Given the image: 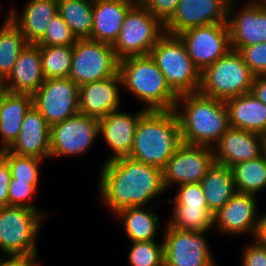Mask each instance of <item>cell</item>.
<instances>
[{
  "instance_id": "2e32d148",
  "label": "cell",
  "mask_w": 266,
  "mask_h": 266,
  "mask_svg": "<svg viewBox=\"0 0 266 266\" xmlns=\"http://www.w3.org/2000/svg\"><path fill=\"white\" fill-rule=\"evenodd\" d=\"M258 195L236 192L231 199L213 215V228L218 235L251 234L255 238L259 215Z\"/></svg>"
},
{
  "instance_id": "d4e9b609",
  "label": "cell",
  "mask_w": 266,
  "mask_h": 266,
  "mask_svg": "<svg viewBox=\"0 0 266 266\" xmlns=\"http://www.w3.org/2000/svg\"><path fill=\"white\" fill-rule=\"evenodd\" d=\"M33 95L5 91L0 98V151L9 149L18 138Z\"/></svg>"
},
{
  "instance_id": "7a4b0ae2",
  "label": "cell",
  "mask_w": 266,
  "mask_h": 266,
  "mask_svg": "<svg viewBox=\"0 0 266 266\" xmlns=\"http://www.w3.org/2000/svg\"><path fill=\"white\" fill-rule=\"evenodd\" d=\"M174 111L179 119L181 142L213 146L230 127L225 101L200 92L178 96Z\"/></svg>"
},
{
  "instance_id": "bcb514c9",
  "label": "cell",
  "mask_w": 266,
  "mask_h": 266,
  "mask_svg": "<svg viewBox=\"0 0 266 266\" xmlns=\"http://www.w3.org/2000/svg\"><path fill=\"white\" fill-rule=\"evenodd\" d=\"M8 14L6 15L5 20L2 22V25L0 26V34L3 31V29L12 21V15H11V11L8 10Z\"/></svg>"
},
{
  "instance_id": "ffe728a7",
  "label": "cell",
  "mask_w": 266,
  "mask_h": 266,
  "mask_svg": "<svg viewBox=\"0 0 266 266\" xmlns=\"http://www.w3.org/2000/svg\"><path fill=\"white\" fill-rule=\"evenodd\" d=\"M122 88L120 74L79 86V112L102 119L121 108Z\"/></svg>"
},
{
  "instance_id": "7bdbcfd3",
  "label": "cell",
  "mask_w": 266,
  "mask_h": 266,
  "mask_svg": "<svg viewBox=\"0 0 266 266\" xmlns=\"http://www.w3.org/2000/svg\"><path fill=\"white\" fill-rule=\"evenodd\" d=\"M250 92L266 105V74L255 75Z\"/></svg>"
},
{
  "instance_id": "b9f144b4",
  "label": "cell",
  "mask_w": 266,
  "mask_h": 266,
  "mask_svg": "<svg viewBox=\"0 0 266 266\" xmlns=\"http://www.w3.org/2000/svg\"><path fill=\"white\" fill-rule=\"evenodd\" d=\"M11 179L7 162L0 156V207L8 206V186Z\"/></svg>"
},
{
  "instance_id": "6da1fadb",
  "label": "cell",
  "mask_w": 266,
  "mask_h": 266,
  "mask_svg": "<svg viewBox=\"0 0 266 266\" xmlns=\"http://www.w3.org/2000/svg\"><path fill=\"white\" fill-rule=\"evenodd\" d=\"M99 175L101 204L115 214L121 209L147 206L163 193L162 170L131 157L104 162Z\"/></svg>"
},
{
  "instance_id": "d6a6232c",
  "label": "cell",
  "mask_w": 266,
  "mask_h": 266,
  "mask_svg": "<svg viewBox=\"0 0 266 266\" xmlns=\"http://www.w3.org/2000/svg\"><path fill=\"white\" fill-rule=\"evenodd\" d=\"M73 46H40L42 71L45 79L68 78Z\"/></svg>"
},
{
  "instance_id": "7c38bea8",
  "label": "cell",
  "mask_w": 266,
  "mask_h": 266,
  "mask_svg": "<svg viewBox=\"0 0 266 266\" xmlns=\"http://www.w3.org/2000/svg\"><path fill=\"white\" fill-rule=\"evenodd\" d=\"M33 106L49 126L79 114V86L69 78L45 79L33 95Z\"/></svg>"
},
{
  "instance_id": "5bb4252c",
  "label": "cell",
  "mask_w": 266,
  "mask_h": 266,
  "mask_svg": "<svg viewBox=\"0 0 266 266\" xmlns=\"http://www.w3.org/2000/svg\"><path fill=\"white\" fill-rule=\"evenodd\" d=\"M214 162L211 147L181 143L162 170L165 190L181 184L200 183Z\"/></svg>"
},
{
  "instance_id": "60d3db41",
  "label": "cell",
  "mask_w": 266,
  "mask_h": 266,
  "mask_svg": "<svg viewBox=\"0 0 266 266\" xmlns=\"http://www.w3.org/2000/svg\"><path fill=\"white\" fill-rule=\"evenodd\" d=\"M180 0H145L144 6L163 24L173 15Z\"/></svg>"
},
{
  "instance_id": "ba28073f",
  "label": "cell",
  "mask_w": 266,
  "mask_h": 266,
  "mask_svg": "<svg viewBox=\"0 0 266 266\" xmlns=\"http://www.w3.org/2000/svg\"><path fill=\"white\" fill-rule=\"evenodd\" d=\"M164 33V24L143 4L132 5L125 14L119 36L112 48L119 60L149 55Z\"/></svg>"
},
{
  "instance_id": "836d02e7",
  "label": "cell",
  "mask_w": 266,
  "mask_h": 266,
  "mask_svg": "<svg viewBox=\"0 0 266 266\" xmlns=\"http://www.w3.org/2000/svg\"><path fill=\"white\" fill-rule=\"evenodd\" d=\"M0 156L7 162L12 178L28 184H39L40 165L44 160L17 155L8 149L0 151Z\"/></svg>"
},
{
  "instance_id": "44dd1931",
  "label": "cell",
  "mask_w": 266,
  "mask_h": 266,
  "mask_svg": "<svg viewBox=\"0 0 266 266\" xmlns=\"http://www.w3.org/2000/svg\"><path fill=\"white\" fill-rule=\"evenodd\" d=\"M8 150L17 155L50 159V126L33 105L24 116L18 138Z\"/></svg>"
},
{
  "instance_id": "277c9868",
  "label": "cell",
  "mask_w": 266,
  "mask_h": 266,
  "mask_svg": "<svg viewBox=\"0 0 266 266\" xmlns=\"http://www.w3.org/2000/svg\"><path fill=\"white\" fill-rule=\"evenodd\" d=\"M122 89L142 102L146 110H172L178 96L150 55L130 56L119 60Z\"/></svg>"
},
{
  "instance_id": "ac0fdd59",
  "label": "cell",
  "mask_w": 266,
  "mask_h": 266,
  "mask_svg": "<svg viewBox=\"0 0 266 266\" xmlns=\"http://www.w3.org/2000/svg\"><path fill=\"white\" fill-rule=\"evenodd\" d=\"M212 149L216 163L232 167L260 157L266 151V137L230 126Z\"/></svg>"
},
{
  "instance_id": "5b68a950",
  "label": "cell",
  "mask_w": 266,
  "mask_h": 266,
  "mask_svg": "<svg viewBox=\"0 0 266 266\" xmlns=\"http://www.w3.org/2000/svg\"><path fill=\"white\" fill-rule=\"evenodd\" d=\"M48 215L24 206L0 207V253L26 258L40 266L37 235Z\"/></svg>"
},
{
  "instance_id": "8fae6325",
  "label": "cell",
  "mask_w": 266,
  "mask_h": 266,
  "mask_svg": "<svg viewBox=\"0 0 266 266\" xmlns=\"http://www.w3.org/2000/svg\"><path fill=\"white\" fill-rule=\"evenodd\" d=\"M164 230L165 266H217L205 236L209 231L177 230L168 224Z\"/></svg>"
},
{
  "instance_id": "7dc6e473",
  "label": "cell",
  "mask_w": 266,
  "mask_h": 266,
  "mask_svg": "<svg viewBox=\"0 0 266 266\" xmlns=\"http://www.w3.org/2000/svg\"><path fill=\"white\" fill-rule=\"evenodd\" d=\"M120 1L127 2L131 5H141V4H144L145 2V0H120Z\"/></svg>"
},
{
  "instance_id": "ab89813d",
  "label": "cell",
  "mask_w": 266,
  "mask_h": 266,
  "mask_svg": "<svg viewBox=\"0 0 266 266\" xmlns=\"http://www.w3.org/2000/svg\"><path fill=\"white\" fill-rule=\"evenodd\" d=\"M241 255V266H266V246L255 239L244 246Z\"/></svg>"
},
{
  "instance_id": "8992f818",
  "label": "cell",
  "mask_w": 266,
  "mask_h": 266,
  "mask_svg": "<svg viewBox=\"0 0 266 266\" xmlns=\"http://www.w3.org/2000/svg\"><path fill=\"white\" fill-rule=\"evenodd\" d=\"M149 55L177 96L199 92L201 72L188 55L178 35L165 32Z\"/></svg>"
},
{
  "instance_id": "f546056e",
  "label": "cell",
  "mask_w": 266,
  "mask_h": 266,
  "mask_svg": "<svg viewBox=\"0 0 266 266\" xmlns=\"http://www.w3.org/2000/svg\"><path fill=\"white\" fill-rule=\"evenodd\" d=\"M238 193L254 194L266 189V151L258 158L231 167Z\"/></svg>"
},
{
  "instance_id": "e0dca14e",
  "label": "cell",
  "mask_w": 266,
  "mask_h": 266,
  "mask_svg": "<svg viewBox=\"0 0 266 266\" xmlns=\"http://www.w3.org/2000/svg\"><path fill=\"white\" fill-rule=\"evenodd\" d=\"M230 1L180 0L173 15L164 23V30L177 35L192 27L227 23Z\"/></svg>"
},
{
  "instance_id": "9c48e42d",
  "label": "cell",
  "mask_w": 266,
  "mask_h": 266,
  "mask_svg": "<svg viewBox=\"0 0 266 266\" xmlns=\"http://www.w3.org/2000/svg\"><path fill=\"white\" fill-rule=\"evenodd\" d=\"M119 59L112 45L92 39H78L73 45L69 79L81 86L118 74Z\"/></svg>"
},
{
  "instance_id": "d6986e66",
  "label": "cell",
  "mask_w": 266,
  "mask_h": 266,
  "mask_svg": "<svg viewBox=\"0 0 266 266\" xmlns=\"http://www.w3.org/2000/svg\"><path fill=\"white\" fill-rule=\"evenodd\" d=\"M120 110L111 111L99 120V135L112 151L105 162L130 156L138 122L148 111L142 108L132 114Z\"/></svg>"
},
{
  "instance_id": "f35d334b",
  "label": "cell",
  "mask_w": 266,
  "mask_h": 266,
  "mask_svg": "<svg viewBox=\"0 0 266 266\" xmlns=\"http://www.w3.org/2000/svg\"><path fill=\"white\" fill-rule=\"evenodd\" d=\"M238 52L255 75L266 74V43L242 47Z\"/></svg>"
},
{
  "instance_id": "484cf974",
  "label": "cell",
  "mask_w": 266,
  "mask_h": 266,
  "mask_svg": "<svg viewBox=\"0 0 266 266\" xmlns=\"http://www.w3.org/2000/svg\"><path fill=\"white\" fill-rule=\"evenodd\" d=\"M229 125L266 137V105L251 92L225 101Z\"/></svg>"
},
{
  "instance_id": "3957f363",
  "label": "cell",
  "mask_w": 266,
  "mask_h": 266,
  "mask_svg": "<svg viewBox=\"0 0 266 266\" xmlns=\"http://www.w3.org/2000/svg\"><path fill=\"white\" fill-rule=\"evenodd\" d=\"M181 143L174 109L148 110L138 122L129 157L163 170Z\"/></svg>"
},
{
  "instance_id": "4316f807",
  "label": "cell",
  "mask_w": 266,
  "mask_h": 266,
  "mask_svg": "<svg viewBox=\"0 0 266 266\" xmlns=\"http://www.w3.org/2000/svg\"><path fill=\"white\" fill-rule=\"evenodd\" d=\"M209 211L215 215L237 192L231 167L214 162L200 182Z\"/></svg>"
},
{
  "instance_id": "9a60e30c",
  "label": "cell",
  "mask_w": 266,
  "mask_h": 266,
  "mask_svg": "<svg viewBox=\"0 0 266 266\" xmlns=\"http://www.w3.org/2000/svg\"><path fill=\"white\" fill-rule=\"evenodd\" d=\"M235 3L231 0L228 7L231 49L266 43V0H249L239 9Z\"/></svg>"
},
{
  "instance_id": "8d00e7d4",
  "label": "cell",
  "mask_w": 266,
  "mask_h": 266,
  "mask_svg": "<svg viewBox=\"0 0 266 266\" xmlns=\"http://www.w3.org/2000/svg\"><path fill=\"white\" fill-rule=\"evenodd\" d=\"M38 188V184H28L11 177L8 186V206H24L40 211L30 202L38 192Z\"/></svg>"
},
{
  "instance_id": "4dcf8cb0",
  "label": "cell",
  "mask_w": 266,
  "mask_h": 266,
  "mask_svg": "<svg viewBox=\"0 0 266 266\" xmlns=\"http://www.w3.org/2000/svg\"><path fill=\"white\" fill-rule=\"evenodd\" d=\"M172 217L166 222L177 230L211 231L213 214L208 206L174 205Z\"/></svg>"
},
{
  "instance_id": "cb8c5ba5",
  "label": "cell",
  "mask_w": 266,
  "mask_h": 266,
  "mask_svg": "<svg viewBox=\"0 0 266 266\" xmlns=\"http://www.w3.org/2000/svg\"><path fill=\"white\" fill-rule=\"evenodd\" d=\"M131 6L120 0H93V26L89 39L113 45Z\"/></svg>"
},
{
  "instance_id": "f6af8a7d",
  "label": "cell",
  "mask_w": 266,
  "mask_h": 266,
  "mask_svg": "<svg viewBox=\"0 0 266 266\" xmlns=\"http://www.w3.org/2000/svg\"><path fill=\"white\" fill-rule=\"evenodd\" d=\"M254 239L258 243L266 246V212L259 217L258 228Z\"/></svg>"
},
{
  "instance_id": "d590c367",
  "label": "cell",
  "mask_w": 266,
  "mask_h": 266,
  "mask_svg": "<svg viewBox=\"0 0 266 266\" xmlns=\"http://www.w3.org/2000/svg\"><path fill=\"white\" fill-rule=\"evenodd\" d=\"M77 40L68 24L57 13L50 19L44 36L36 44L39 46H73Z\"/></svg>"
},
{
  "instance_id": "74e56055",
  "label": "cell",
  "mask_w": 266,
  "mask_h": 266,
  "mask_svg": "<svg viewBox=\"0 0 266 266\" xmlns=\"http://www.w3.org/2000/svg\"><path fill=\"white\" fill-rule=\"evenodd\" d=\"M174 199L168 198L173 205L207 206L205 195L200 183L178 185Z\"/></svg>"
},
{
  "instance_id": "30bf717a",
  "label": "cell",
  "mask_w": 266,
  "mask_h": 266,
  "mask_svg": "<svg viewBox=\"0 0 266 266\" xmlns=\"http://www.w3.org/2000/svg\"><path fill=\"white\" fill-rule=\"evenodd\" d=\"M99 119L81 113L50 126V158L86 154L99 138Z\"/></svg>"
},
{
  "instance_id": "4fadbf2b",
  "label": "cell",
  "mask_w": 266,
  "mask_h": 266,
  "mask_svg": "<svg viewBox=\"0 0 266 266\" xmlns=\"http://www.w3.org/2000/svg\"><path fill=\"white\" fill-rule=\"evenodd\" d=\"M177 35L201 73L231 50L227 23L192 27Z\"/></svg>"
},
{
  "instance_id": "603a6c76",
  "label": "cell",
  "mask_w": 266,
  "mask_h": 266,
  "mask_svg": "<svg viewBox=\"0 0 266 266\" xmlns=\"http://www.w3.org/2000/svg\"><path fill=\"white\" fill-rule=\"evenodd\" d=\"M12 22L19 28L28 43L36 44L45 34L48 22L58 13L57 0H29L19 14L10 8Z\"/></svg>"
},
{
  "instance_id": "c3c4849f",
  "label": "cell",
  "mask_w": 266,
  "mask_h": 266,
  "mask_svg": "<svg viewBox=\"0 0 266 266\" xmlns=\"http://www.w3.org/2000/svg\"><path fill=\"white\" fill-rule=\"evenodd\" d=\"M4 92H5V86L3 84V81L0 80V98L2 97Z\"/></svg>"
},
{
  "instance_id": "83f0119b",
  "label": "cell",
  "mask_w": 266,
  "mask_h": 266,
  "mask_svg": "<svg viewBox=\"0 0 266 266\" xmlns=\"http://www.w3.org/2000/svg\"><path fill=\"white\" fill-rule=\"evenodd\" d=\"M152 206H135L119 210L114 214L122 222L124 231L130 242L155 240L161 228L159 214Z\"/></svg>"
},
{
  "instance_id": "52a82bcc",
  "label": "cell",
  "mask_w": 266,
  "mask_h": 266,
  "mask_svg": "<svg viewBox=\"0 0 266 266\" xmlns=\"http://www.w3.org/2000/svg\"><path fill=\"white\" fill-rule=\"evenodd\" d=\"M254 78L255 74L245 63L242 55L231 49L201 73L199 92L205 96L226 101L249 93Z\"/></svg>"
},
{
  "instance_id": "e575fe53",
  "label": "cell",
  "mask_w": 266,
  "mask_h": 266,
  "mask_svg": "<svg viewBox=\"0 0 266 266\" xmlns=\"http://www.w3.org/2000/svg\"><path fill=\"white\" fill-rule=\"evenodd\" d=\"M127 259L130 266H165L163 241L131 242Z\"/></svg>"
},
{
  "instance_id": "1f68e13d",
  "label": "cell",
  "mask_w": 266,
  "mask_h": 266,
  "mask_svg": "<svg viewBox=\"0 0 266 266\" xmlns=\"http://www.w3.org/2000/svg\"><path fill=\"white\" fill-rule=\"evenodd\" d=\"M28 42L11 21L0 34V80L4 81Z\"/></svg>"
},
{
  "instance_id": "7402d4cb",
  "label": "cell",
  "mask_w": 266,
  "mask_h": 266,
  "mask_svg": "<svg viewBox=\"0 0 266 266\" xmlns=\"http://www.w3.org/2000/svg\"><path fill=\"white\" fill-rule=\"evenodd\" d=\"M44 81L40 46L28 43L3 81L5 91L34 95Z\"/></svg>"
},
{
  "instance_id": "ee69618b",
  "label": "cell",
  "mask_w": 266,
  "mask_h": 266,
  "mask_svg": "<svg viewBox=\"0 0 266 266\" xmlns=\"http://www.w3.org/2000/svg\"><path fill=\"white\" fill-rule=\"evenodd\" d=\"M0 266H37L34 262L21 257H5L0 259Z\"/></svg>"
},
{
  "instance_id": "f1b7e54d",
  "label": "cell",
  "mask_w": 266,
  "mask_h": 266,
  "mask_svg": "<svg viewBox=\"0 0 266 266\" xmlns=\"http://www.w3.org/2000/svg\"><path fill=\"white\" fill-rule=\"evenodd\" d=\"M58 13L77 39L91 37L93 0H57Z\"/></svg>"
}]
</instances>
